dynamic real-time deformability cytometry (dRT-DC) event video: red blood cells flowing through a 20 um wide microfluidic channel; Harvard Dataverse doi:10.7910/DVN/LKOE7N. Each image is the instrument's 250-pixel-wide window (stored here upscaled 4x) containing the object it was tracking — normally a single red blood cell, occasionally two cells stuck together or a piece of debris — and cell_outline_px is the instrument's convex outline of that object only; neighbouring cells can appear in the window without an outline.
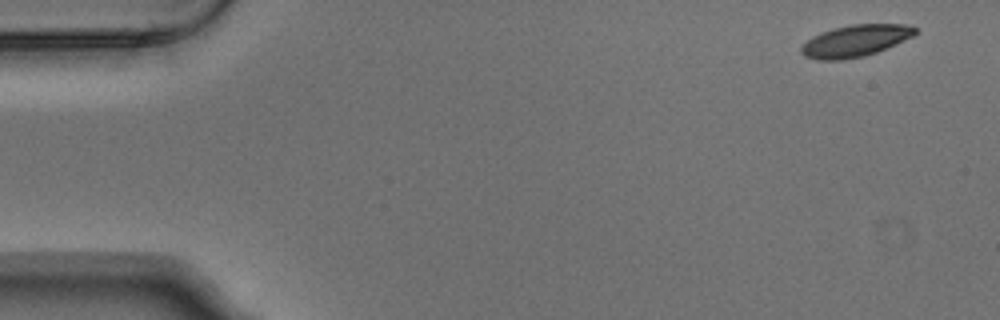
{"species": "Egyptian fruit bat (a non-hibernating species)", "species_latin": "Rousettus aegyptiacus", "temperature_condition": "warm", "stored_images_in_passage": 6, "camera_frame_rate_fps": 3000, "um_per_image_px": 0.085, "animal": {"sex": "male"}, "frame": {"image": 1, "passage_image": 1, "time_ms": 0.0, "image_size_px": [1000, 320], "cell_outline_px": [[916, 32], [912, 36], [904, 40], [876, 52], [864, 56], [844, 60], [816, 60], [804, 56], [800, 52], [800, 48], [812, 36], [820, 32], [832, 28], [852, 24], [904, 24], [916, 28]], "centroid_in_image_um": [72.65, 3.47], "position_along_channel_um": 12.4, "area_um2": 21.04}}
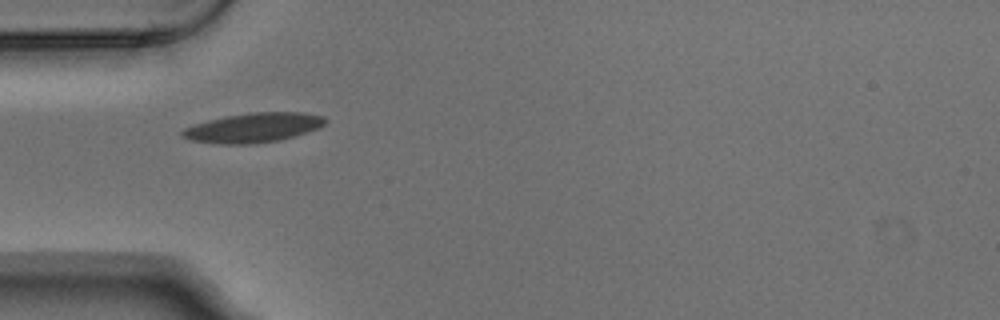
{"frame": {"image": 2, "passage_image": 5, "time_ms": 1.333, "image_size_px": [1000, 320], "cell_outline_px": [[328, 120], [324, 124], [316, 128], [280, 140], [252, 144], [220, 144], [188, 140], [180, 136], [180, 132], [184, 128], [208, 120], [224, 116], [252, 112], [300, 112], [324, 116]], "centroid_in_image_um": [21.48, 10.85], "position_along_channel_um": 63.5, "area_um2": 24.51}}
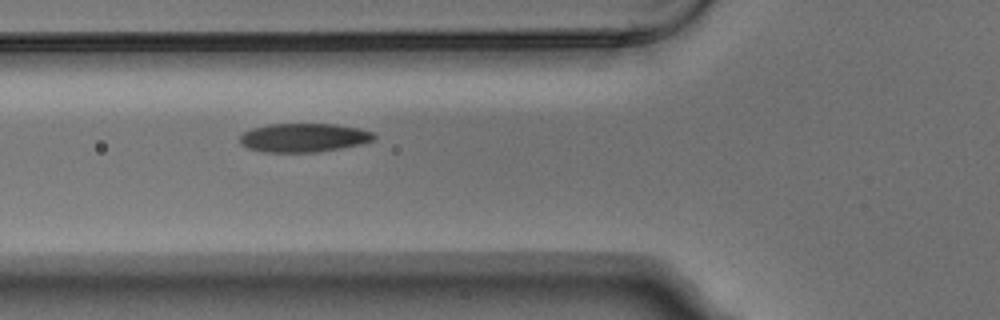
{"frame": {"image": 3, "passage_image": 6, "time_ms": 1.667, "image_size_px": [1000, 320], "cell_outline_px": [[376, 136], [372, 140], [360, 144], [320, 152], [260, 152], [248, 148], [240, 144], [240, 136], [244, 132], [252, 128], [268, 124], [336, 124], [360, 128], [372, 132]], "centroid_in_image_um": [25.79, 11.7], "position_along_channel_um": 100.0, "area_um2": 22.54}}